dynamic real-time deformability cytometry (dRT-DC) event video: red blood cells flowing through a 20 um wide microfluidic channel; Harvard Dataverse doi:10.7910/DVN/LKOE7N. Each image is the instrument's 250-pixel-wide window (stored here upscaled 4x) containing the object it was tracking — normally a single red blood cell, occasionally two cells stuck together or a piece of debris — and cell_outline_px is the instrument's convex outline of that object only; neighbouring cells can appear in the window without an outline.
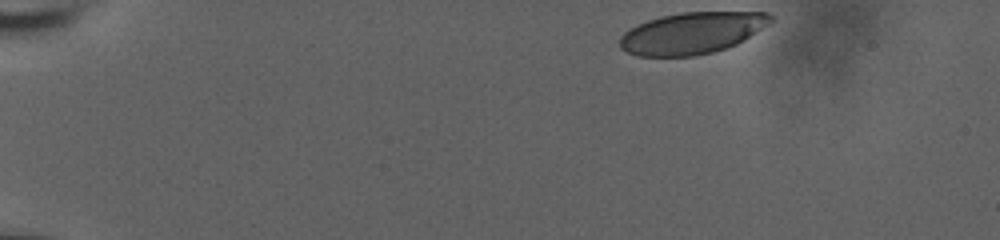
{"species": "human", "species_latin": "Homo sapiens", "temperature_condition": "room temperature", "stored_images_in_passage": 9, "camera_frame_rate_fps": 3000, "um_per_image_px": 0.085, "donor": {"sex": "male"}, "frame": {"image": 1, "passage_image": 1, "time_ms": 0.0, "image_size_px": [1000, 240], "cell_outline_px": [[776, 20], [744, 40], [736, 44], [712, 52], [692, 56], [640, 56], [628, 52], [620, 48], [620, 36], [628, 28], [648, 20], [660, 16], [680, 12], [768, 12]], "centroid_in_image_um": [58.83, 2.79], "position_along_channel_um": 26.2, "area_um2": 36.65}}
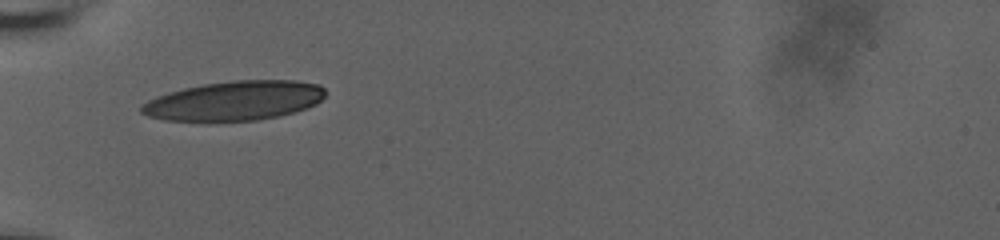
{"frame": {"image": 2, "passage_image": 8, "time_ms": 2.333, "image_size_px": [1000, 240], "cell_outline_px": [[324, 96], [316, 104], [280, 116], [256, 120], [208, 124], [164, 120], [148, 116], [140, 112], [140, 104], [156, 96], [168, 92], [184, 88], [204, 84], [236, 80], [296, 80], [320, 84], [324, 88]], "centroid_in_image_um": [19.85, 8.6], "position_along_channel_um": 65.1, "area_um2": 43.29}}
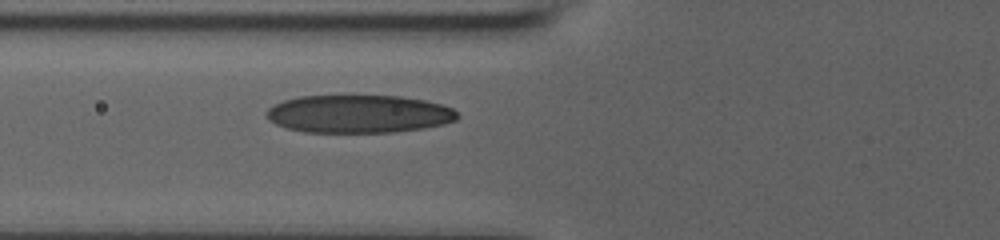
{"frame": {"image": 3, "passage_image": 9, "time_ms": 2.667, "image_size_px": [1000, 240], "cell_outline_px": [[460, 116], [456, 120], [444, 124], [424, 128], [396, 132], [304, 132], [288, 128], [276, 124], [268, 120], [264, 112], [272, 104], [284, 100], [300, 96], [400, 96], [424, 100], [440, 104], [452, 108]], "centroid_in_image_um": [30.47, 9.68], "position_along_channel_um": 95.3, "area_um2": 42.37}}